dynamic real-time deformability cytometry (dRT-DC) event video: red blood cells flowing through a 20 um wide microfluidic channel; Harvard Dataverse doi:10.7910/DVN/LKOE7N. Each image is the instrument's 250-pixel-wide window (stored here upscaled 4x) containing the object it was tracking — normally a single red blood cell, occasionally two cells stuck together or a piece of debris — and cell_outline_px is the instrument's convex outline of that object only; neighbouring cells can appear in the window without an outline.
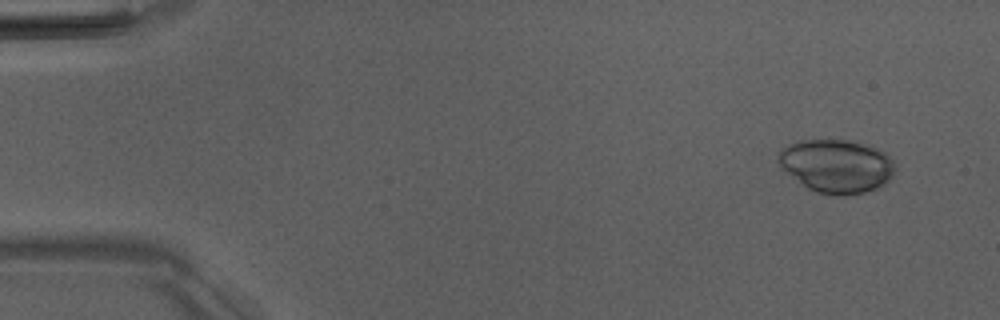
{"species": "Egyptian fruit bat (a non-hibernating species)", "species_latin": "Rousettus aegyptiacus", "temperature_condition": "room temperature", "stored_images_in_passage": 51, "camera_frame_rate_fps": 3000, "um_per_image_px": 0.085, "animal": {"sex": "male"}, "frame": {"image": 1, "passage_image": 4, "time_ms": 1.0, "image_size_px": [1000, 320], "cell_outline_px": [[896, 168], [892, 176], [880, 188], [848, 196], [832, 196], [816, 192], [808, 188], [788, 172], [780, 164], [780, 152], [788, 144], [804, 140], [848, 140], [864, 144], [884, 152], [892, 160]], "centroid_in_image_um": [71.16, 14.13], "position_along_channel_um": 13.8, "area_um2": 35.89}}
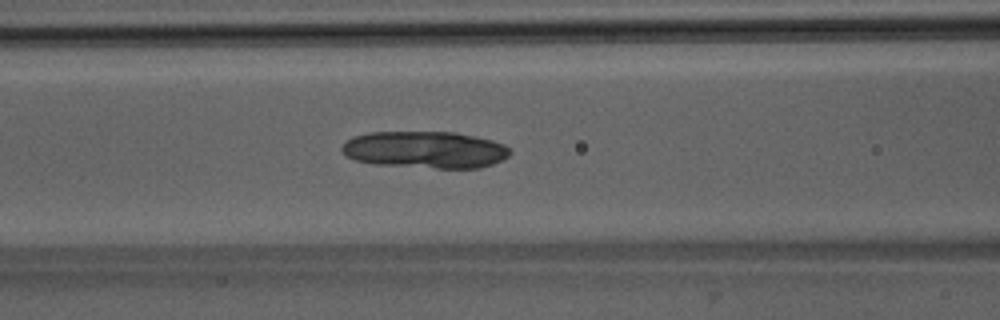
{"frame": {"image": 2, "passage_image": 22, "time_ms": 7.0, "image_size_px": [1000, 320], "cell_outline_px": [[512, 152], [508, 156], [492, 164], [480, 168], [436, 168], [376, 164], [356, 160], [348, 156], [340, 148], [352, 136], [368, 132], [456, 132], [476, 136], [492, 140], [504, 144]], "centroid_in_image_um": [36.16, 12.72], "position_along_channel_um": 130.4, "area_um2": 36.13}}
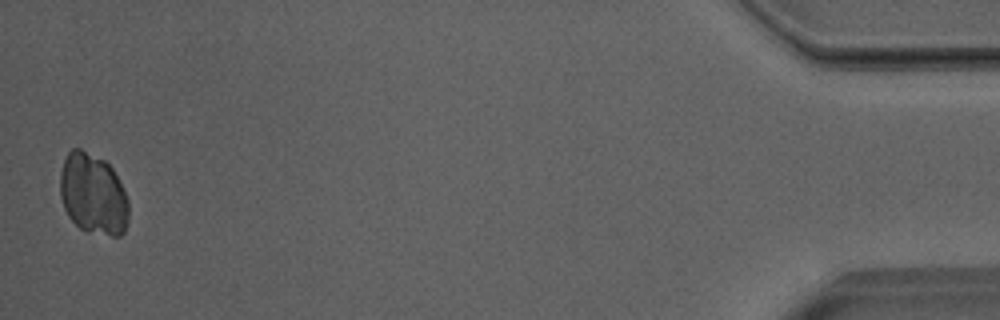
{"frame": {"image": 3, "passage_image": 51, "time_ms": 16.667, "image_size_px": [1000, 320], "cell_outline_px": [[128, 220], [124, 232], [120, 236], [112, 236], [88, 232], [80, 228], [68, 216], [64, 208], [60, 196], [60, 172], [64, 160], [68, 152], [72, 148], [80, 148], [104, 160], [112, 168], [128, 200]], "centroid_in_image_um": [7.9, 16.51], "position_along_channel_um": 427.3, "area_um2": 32.37}}